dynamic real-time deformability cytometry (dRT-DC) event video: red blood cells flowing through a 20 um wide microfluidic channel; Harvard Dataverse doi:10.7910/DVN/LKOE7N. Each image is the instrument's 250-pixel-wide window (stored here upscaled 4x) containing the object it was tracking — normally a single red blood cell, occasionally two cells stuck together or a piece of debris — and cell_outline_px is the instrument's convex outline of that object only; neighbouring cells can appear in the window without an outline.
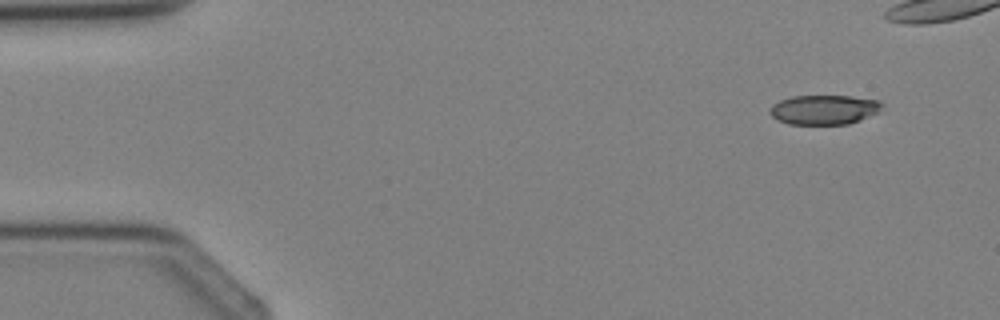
{"species": "Egyptian fruit bat (a non-hibernating species)", "species_latin": "Rousettus aegyptiacus", "temperature_condition": "cold", "stored_images_in_passage": 3, "segment_of_instrument_passage": [2, 2], "camera_frame_rate_fps": 3000, "um_per_image_px": 0.085, "animal": {"sex": "female"}, "frame": {"image": 1, "passage_image": 3, "time_ms": 2.333, "image_size_px": [1000, 320], "cell_outline_px": [[884, 104], [880, 112], [860, 120], [848, 124], [788, 124], [776, 120], [768, 112], [772, 104], [780, 100], [792, 96], [848, 96], [880, 100]], "centroid_in_image_um": [70.05, 9.32], "position_along_channel_um": 14.9, "area_um2": 19.54}}